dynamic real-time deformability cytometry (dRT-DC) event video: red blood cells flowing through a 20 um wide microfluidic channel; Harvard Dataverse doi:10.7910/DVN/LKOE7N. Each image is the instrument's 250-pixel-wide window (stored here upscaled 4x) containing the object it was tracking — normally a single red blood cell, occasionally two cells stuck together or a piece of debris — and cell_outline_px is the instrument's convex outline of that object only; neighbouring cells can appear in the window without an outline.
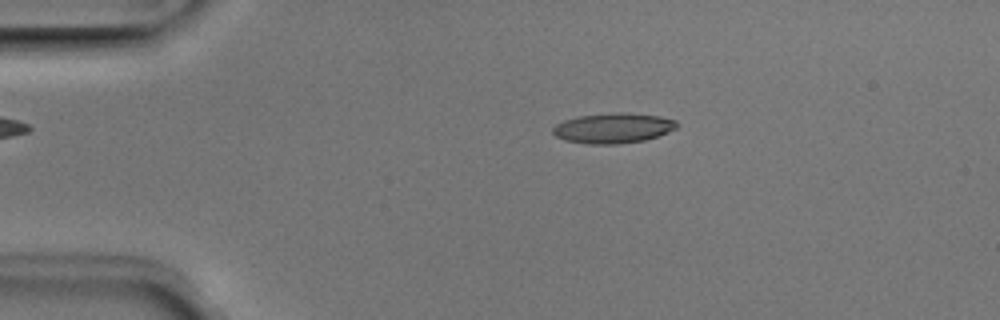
{"species": "Egyptian fruit bat (a non-hibernating species)", "species_latin": "Rousettus aegyptiacus", "temperature_condition": "room temperature", "stored_images_in_passage": 50, "camera_frame_rate_fps": 3000, "um_per_image_px": 0.085, "animal": {"sex": "male"}, "frame": {"image": 1, "passage_image": 9, "time_ms": 2.667, "image_size_px": [1000, 320], "cell_outline_px": [[676, 128], [668, 132], [644, 140], [616, 144], [588, 144], [564, 140], [556, 136], [552, 132], [552, 128], [556, 124], [564, 120], [576, 116], [612, 112], [624, 112], [660, 116], [676, 120]], "centroid_in_image_um": [52.08, 10.88], "position_along_channel_um": 32.9, "area_um2": 21.85}}
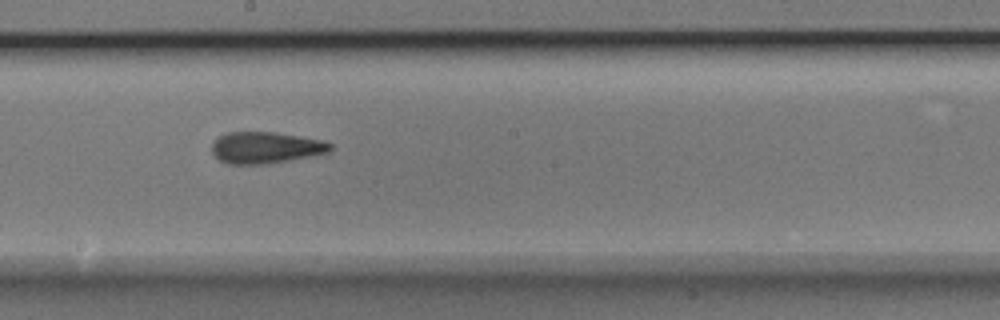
{"frame": {"image": 2, "passage_image": 27, "time_ms": 8.667, "image_size_px": [1000, 320], "cell_outline_px": [[332, 148], [328, 152], [288, 160], [264, 164], [228, 164], [220, 160], [212, 152], [212, 144], [216, 136], [228, 132], [276, 132], [324, 140], [332, 144]], "centroid_in_image_um": [22.55, 12.53], "position_along_channel_um": 225.6, "area_um2": 21.73}}
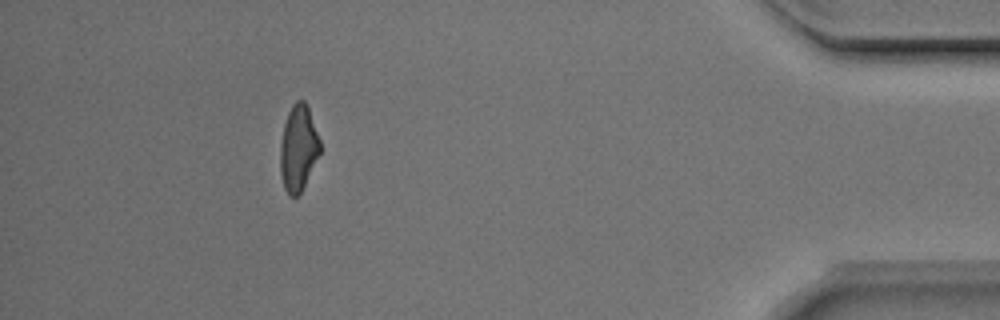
{"frame": {"image": 3, "passage_image": 45, "time_ms": 14.667, "image_size_px": [1000, 320], "cell_outline_px": [[320, 152], [300, 192], [296, 196], [288, 196], [284, 188], [280, 172], [280, 144], [284, 124], [288, 112], [292, 104], [296, 100], [304, 100], [308, 108], [320, 140]], "centroid_in_image_um": [25.33, 12.57], "position_along_channel_um": 409.9, "area_um2": 19.65}, "authors_computed_cell_mechanics": {"area_um2": 21.2704, "velocity_mm_per_s": 3.9895, "shape_relaxation_time_tau1_ms": 7.1452, "shape_relaxation_time_tau2_ms": 3.12, "deformation_change_tau1": 0.19, "deformation_change_tau2": 0.1308}}